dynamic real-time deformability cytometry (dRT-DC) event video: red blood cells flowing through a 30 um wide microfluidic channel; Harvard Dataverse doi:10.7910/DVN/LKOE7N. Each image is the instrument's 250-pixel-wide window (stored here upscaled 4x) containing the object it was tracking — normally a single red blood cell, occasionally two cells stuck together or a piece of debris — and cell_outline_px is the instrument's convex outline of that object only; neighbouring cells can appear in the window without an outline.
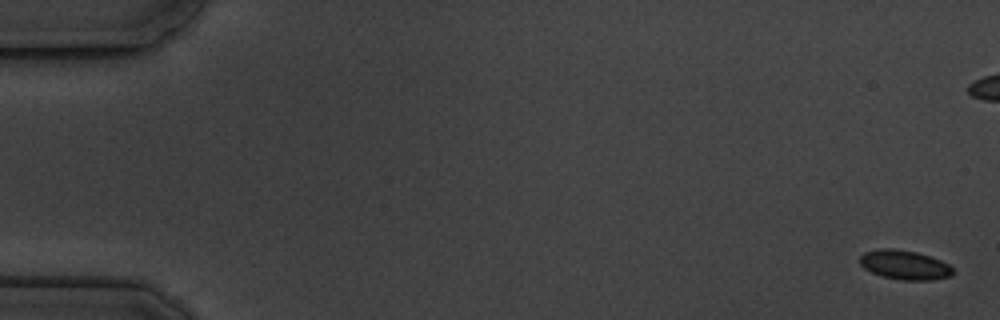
{"species": "common noctule bat (a hibernating species)", "species_latin": "Nyctalus noctula", "temperature_condition": "cold", "stored_images_in_passage": 8, "camera_frame_rate_fps": 3000, "um_per_image_px": 0.085, "animal": {"sex": "male", "body_mass_g": 19.5, "forearm_length_mm": 54.6}, "frame": {"image": 1, "passage_image": 1, "time_ms": 0.0, "image_size_px": [1000, 320], "cell_outline_px": [[952, 276], [932, 280], [900, 280], [880, 276], [864, 268], [860, 264], [860, 256], [864, 252], [880, 248], [892, 248], [916, 252], [940, 260], [948, 264], [952, 268]], "centroid_in_image_um": [76.87, 22.52], "position_along_channel_um": 8.1, "area_um2": 15.9}}